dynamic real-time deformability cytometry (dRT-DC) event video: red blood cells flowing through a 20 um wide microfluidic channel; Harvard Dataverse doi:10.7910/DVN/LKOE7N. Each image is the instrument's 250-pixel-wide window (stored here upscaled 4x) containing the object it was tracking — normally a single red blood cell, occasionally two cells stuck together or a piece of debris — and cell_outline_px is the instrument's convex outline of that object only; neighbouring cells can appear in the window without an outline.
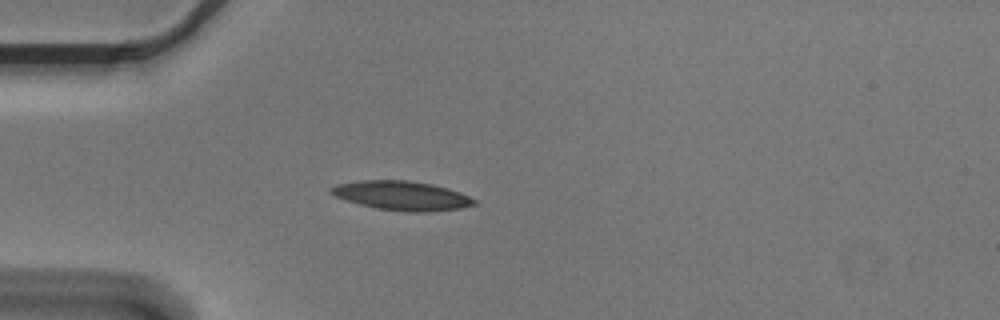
{"species": "Egyptian fruit bat (a non-hibernating species)", "species_latin": "Rousettus aegyptiacus", "temperature_condition": "cold", "stored_images_in_passage": 3, "camera_frame_rate_fps": 3000, "um_per_image_px": 0.085, "animal": {"sex": "male"}, "frame": {"image": 1, "passage_image": 3, "time_ms": 0.667, "image_size_px": [1000, 320], "cell_outline_px": [[476, 204], [460, 208], [428, 212], [408, 212], [376, 208], [360, 204], [336, 196], [328, 192], [328, 188], [336, 184], [360, 180], [408, 180], [432, 184], [448, 188], [460, 192], [476, 200]], "centroid_in_image_um": [34.14, 16.62], "position_along_channel_um": 50.9, "area_um2": 24.33}}